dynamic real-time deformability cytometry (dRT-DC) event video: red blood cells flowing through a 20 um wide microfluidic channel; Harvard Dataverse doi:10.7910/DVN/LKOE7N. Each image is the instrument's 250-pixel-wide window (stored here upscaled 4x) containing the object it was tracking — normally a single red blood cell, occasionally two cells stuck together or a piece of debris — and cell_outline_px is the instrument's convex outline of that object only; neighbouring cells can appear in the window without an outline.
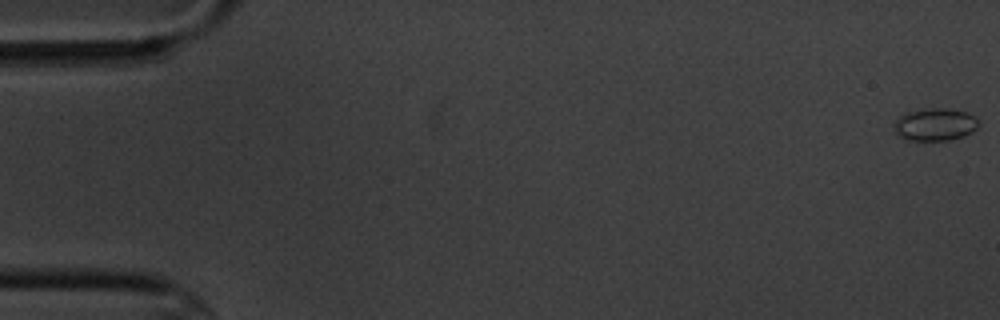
{"species": "common noctule bat (a hibernating species)", "species_latin": "Nyctalus noctula", "temperature_condition": "cold", "stored_images_in_passage": 5, "camera_frame_rate_fps": 3000, "um_per_image_px": 0.085, "animal": {"sex": "male", "body_mass_g": 20.1, "forearm_length_mm": 53.5}, "frame": {"image": 1, "passage_image": 1, "time_ms": 0.0, "image_size_px": [1000, 320], "cell_outline_px": [[980, 124], [972, 132], [964, 136], [948, 140], [904, 140], [892, 132], [892, 124], [904, 112], [932, 108], [948, 108], [968, 112], [980, 120]], "centroid_in_image_um": [79.45, 10.58], "position_along_channel_um": 5.6, "area_um2": 16.47}}
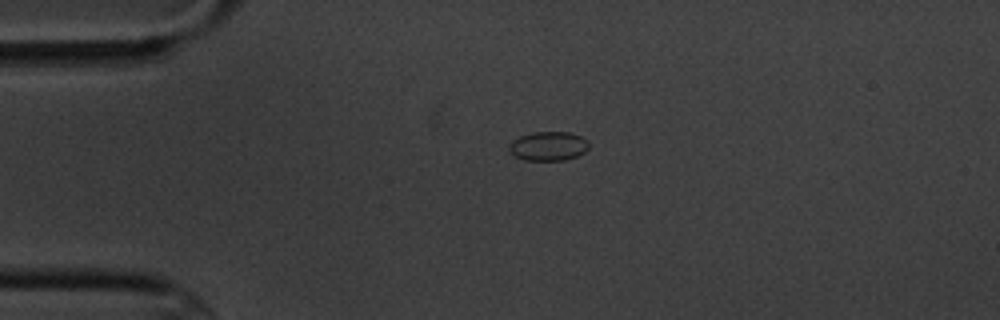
{"frame": {"image": 2, "passage_image": 4, "time_ms": 4.333, "image_size_px": [1000, 320], "cell_outline_px": [[588, 148], [584, 152], [576, 156], [564, 160], [524, 160], [516, 156], [508, 148], [512, 140], [520, 136], [532, 132], [572, 132], [588, 140]], "centroid_in_image_um": [46.62, 12.41], "position_along_channel_um": 38.4, "area_um2": 13.47}}